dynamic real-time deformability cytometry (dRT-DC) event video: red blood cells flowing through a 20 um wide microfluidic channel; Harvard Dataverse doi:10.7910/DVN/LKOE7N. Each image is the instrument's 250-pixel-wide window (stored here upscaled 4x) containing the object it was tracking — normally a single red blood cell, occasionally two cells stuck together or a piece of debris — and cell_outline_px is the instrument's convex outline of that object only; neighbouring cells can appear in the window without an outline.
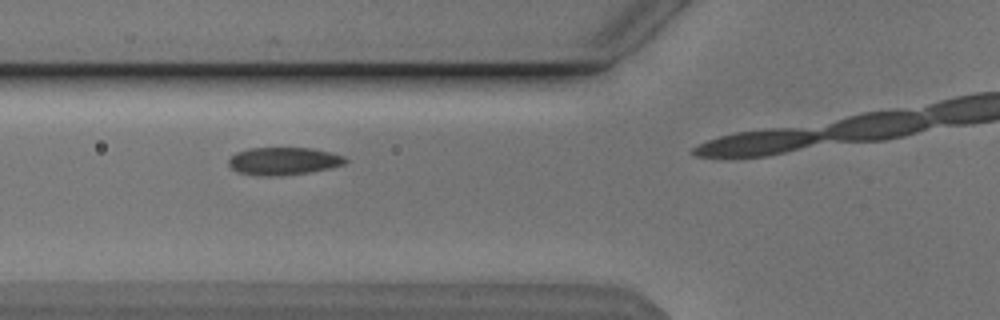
{"species": "Egyptian fruit bat (a non-hibernating species)", "species_latin": "Rousettus aegyptiacus", "temperature_condition": "cold", "stored_images_in_passage": 9, "camera_frame_rate_fps": 3000, "um_per_image_px": 0.085, "animal": {"sex": "male"}, "frame": {"image": 1, "passage_image": 6, "time_ms": 1.667, "image_size_px": [1000, 320], "cell_outline_px": [[348, 160], [344, 164], [328, 168], [308, 172], [280, 176], [256, 176], [236, 172], [228, 164], [228, 160], [236, 152], [248, 148], [312, 148], [332, 152], [344, 156]], "centroid_in_image_um": [24.07, 13.69], "position_along_channel_um": 101.7, "area_um2": 18.96}}